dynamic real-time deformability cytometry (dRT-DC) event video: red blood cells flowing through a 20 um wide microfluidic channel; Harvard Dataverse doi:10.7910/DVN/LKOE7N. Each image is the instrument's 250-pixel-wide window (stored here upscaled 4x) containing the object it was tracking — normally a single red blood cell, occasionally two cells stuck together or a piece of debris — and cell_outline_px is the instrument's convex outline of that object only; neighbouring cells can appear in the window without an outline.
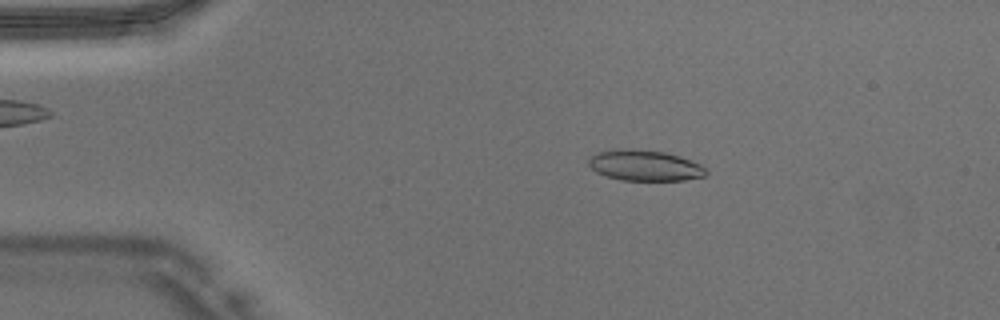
{"species": "Egyptian fruit bat (a non-hibernating species)", "species_latin": "Rousettus aegyptiacus", "temperature_condition": "warm", "stored_images_in_passage": 45, "camera_frame_rate_fps": 3000, "um_per_image_px": 0.085, "animal": {"sex": "male"}, "frame": {"image": 1, "passage_image": 8, "time_ms": 2.333, "image_size_px": [1000, 320], "cell_outline_px": [[708, 172], [704, 176], [684, 180], [620, 180], [604, 176], [596, 172], [588, 164], [588, 160], [596, 152], [620, 148], [636, 148], [664, 152], [680, 156], [692, 160], [708, 168]], "centroid_in_image_um": [54.81, 14.05], "position_along_channel_um": 30.2, "area_um2": 21.39}}
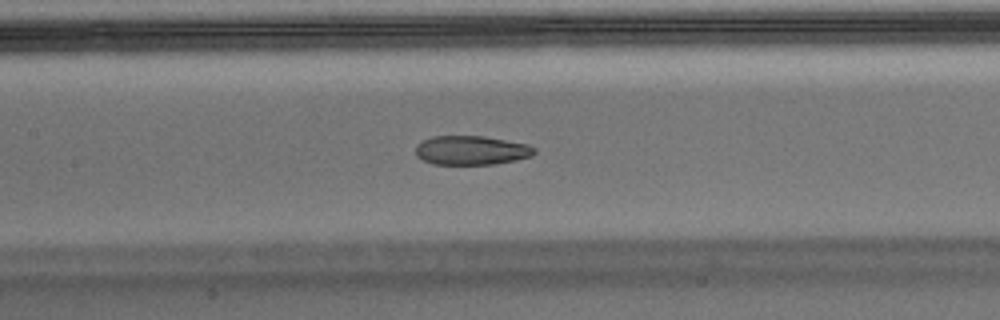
{"frame": {"image": 2, "passage_image": 21, "time_ms": 6.667, "image_size_px": [1000, 320], "cell_outline_px": [[536, 152], [532, 156], [516, 160], [492, 164], [432, 164], [416, 156], [416, 144], [432, 136], [484, 136], [528, 144], [536, 148]], "centroid_in_image_um": [40.08, 12.77], "position_along_channel_um": 167.3, "area_um2": 20.17}}
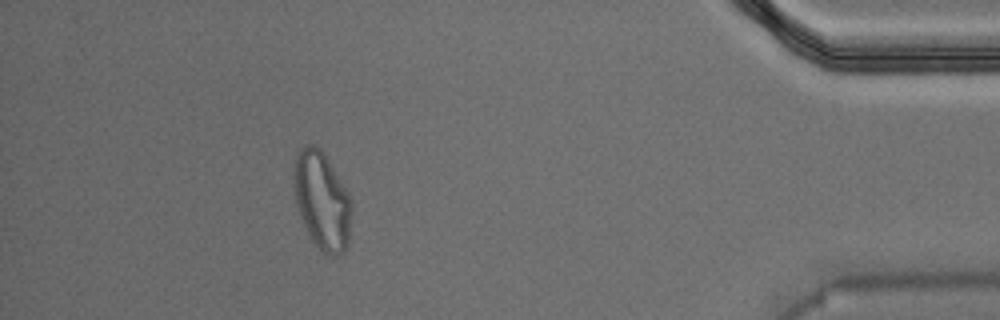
{"frame": {"image": 3, "passage_image": 41, "time_ms": 13.333, "image_size_px": [1000, 320], "cell_outline_px": [[352, 212], [348, 244], [344, 252], [340, 256], [332, 256], [324, 252], [312, 240], [300, 216], [296, 204], [292, 180], [292, 172], [296, 156], [300, 148], [304, 144], [312, 144], [320, 148], [324, 152], [348, 192], [352, 204]], "centroid_in_image_um": [27.36, 17.02], "position_along_channel_um": 407.8, "area_um2": 33.29}}